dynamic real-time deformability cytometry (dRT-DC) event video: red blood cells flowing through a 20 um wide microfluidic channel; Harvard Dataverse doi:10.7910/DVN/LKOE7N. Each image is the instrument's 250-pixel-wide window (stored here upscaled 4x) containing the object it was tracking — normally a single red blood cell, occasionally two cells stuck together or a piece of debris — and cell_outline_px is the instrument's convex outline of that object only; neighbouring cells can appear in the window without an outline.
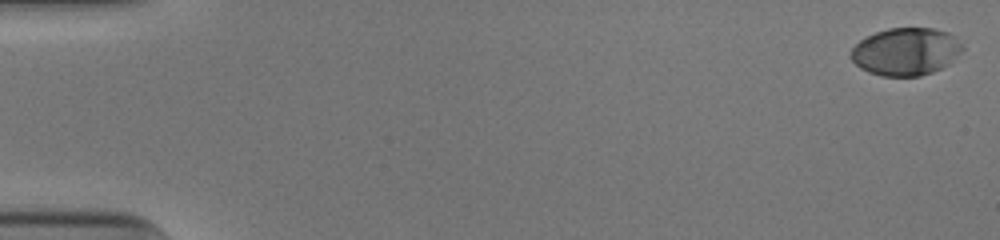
{"species": "human", "species_latin": "Homo sapiens", "temperature_condition": "cold", "stored_images_in_passage": 47, "camera_frame_rate_fps": 3000, "um_per_image_px": 0.085, "donor": {"sex": "male"}, "frame": {"image": 1, "passage_image": 1, "time_ms": 0.0, "image_size_px": [1000, 240], "cell_outline_px": [[964, 48], [948, 64], [932, 72], [920, 76], [880, 76], [868, 72], [860, 68], [848, 56], [852, 48], [860, 40], [876, 32], [888, 28], [932, 28], [948, 32], [956, 36], [964, 44]], "centroid_in_image_um": [76.99, 4.38], "position_along_channel_um": 8.0, "area_um2": 31.1}}
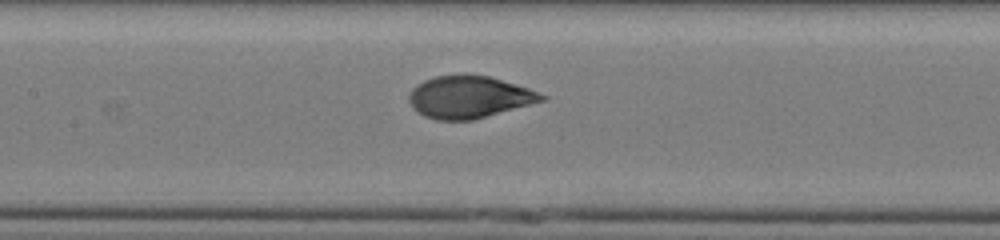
{"frame": {"image": 2, "passage_image": 26, "time_ms": 8.333, "image_size_px": [1000, 240], "cell_outline_px": [[548, 100], [472, 120], [436, 120], [424, 116], [412, 108], [408, 100], [408, 92], [416, 84], [424, 80], [436, 76], [488, 76], [516, 84], [528, 88], [548, 96]], "centroid_in_image_um": [39.87, 8.27], "position_along_channel_um": 167.5, "area_um2": 32.48}}
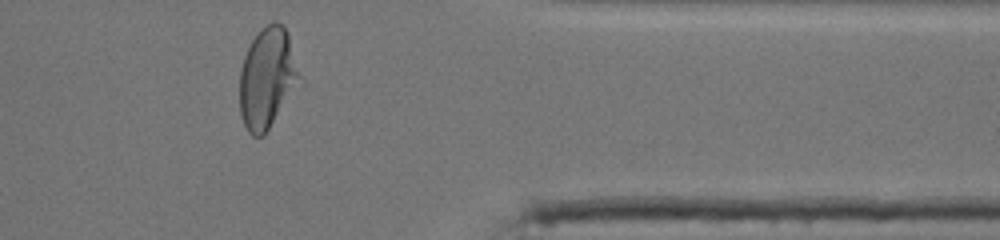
{"frame": {"image": 3, "passage_image": 44, "time_ms": 14.333, "image_size_px": [1000, 240], "cell_outline_px": [[300, 76], [264, 136], [252, 136], [248, 132], [244, 124], [240, 112], [240, 68], [244, 56], [256, 32], [264, 24], [272, 20], [276, 20], [284, 24], [288, 32]], "centroid_in_image_um": [22.67, 6.54], "position_along_channel_um": 388.7, "area_um2": 34.51}, "authors_computed_cell_mechanics": {"area_um2": 32.5414, "velocity_mm_per_s": 3.9411, "shape_relaxation_time_tau1_ms": 4.6936, "shape_relaxation_time_tau2_ms": null, "deformation_change_tau1": 0.2192, "deformation_change_tau2": null}}